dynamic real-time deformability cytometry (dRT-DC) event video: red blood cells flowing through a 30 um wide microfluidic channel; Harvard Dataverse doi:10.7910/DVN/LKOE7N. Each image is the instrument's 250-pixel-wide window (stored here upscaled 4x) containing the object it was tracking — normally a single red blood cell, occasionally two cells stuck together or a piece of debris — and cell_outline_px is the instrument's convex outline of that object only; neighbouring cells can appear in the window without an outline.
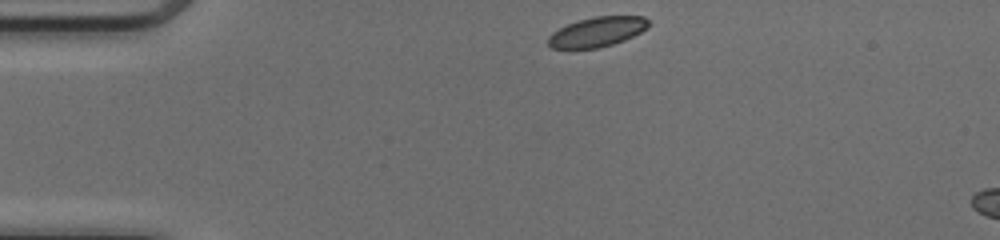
{"species": "common noctule bat (a hibernating species)", "species_latin": "Nyctalus noctula", "temperature_condition": "cold", "stored_images_in_passage": 5, "camera_frame_rate_fps": 3000, "um_per_image_px": 0.085, "animal": {"sex": "female", "body_mass_g": 17.0, "forearm_length_mm": 48.0}, "frame": {"image": 1, "passage_image": 1, "time_ms": 0.0, "image_size_px": [1000, 240], "cell_outline_px": [[648, 28], [624, 40], [600, 48], [552, 48], [548, 44], [548, 36], [552, 32], [568, 24], [580, 20], [596, 16], [644, 16], [648, 20]], "centroid_in_image_um": [50.76, 2.71], "position_along_channel_um": 34.2, "area_um2": 17.22}}